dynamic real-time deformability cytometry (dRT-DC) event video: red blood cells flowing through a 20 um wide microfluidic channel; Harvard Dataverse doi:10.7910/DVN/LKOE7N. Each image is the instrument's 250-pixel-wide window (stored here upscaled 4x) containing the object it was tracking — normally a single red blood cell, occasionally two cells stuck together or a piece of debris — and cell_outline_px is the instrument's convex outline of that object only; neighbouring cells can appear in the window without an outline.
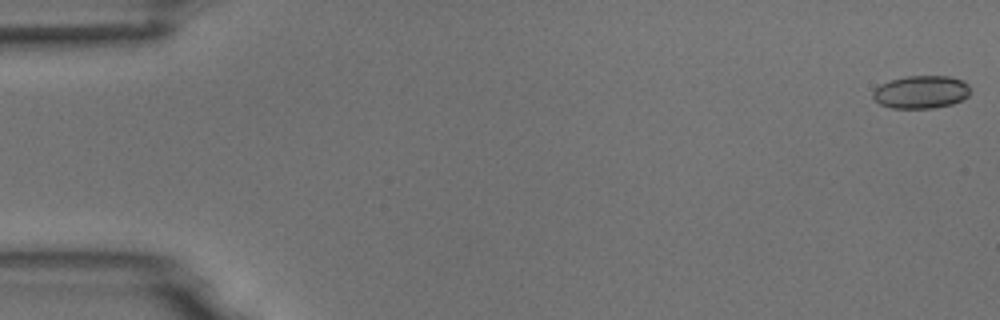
{"species": "common noctule bat (a hibernating species)", "species_latin": "Nyctalus noctula", "temperature_condition": "room temperature", "stored_images_in_passage": 55, "camera_frame_rate_fps": 3000, "um_per_image_px": 0.085, "animal": {"sex": "male", "body_mass_g": 18.8}, "frame": {"image": 1, "passage_image": 1, "time_ms": 0.0, "image_size_px": [1000, 320], "cell_outline_px": [[968, 96], [952, 104], [932, 108], [892, 108], [880, 104], [872, 96], [872, 92], [880, 84], [892, 80], [908, 76], [948, 76], [964, 80], [968, 84]], "centroid_in_image_um": [78.29, 7.82], "position_along_channel_um": 6.7, "area_um2": 18.5}}
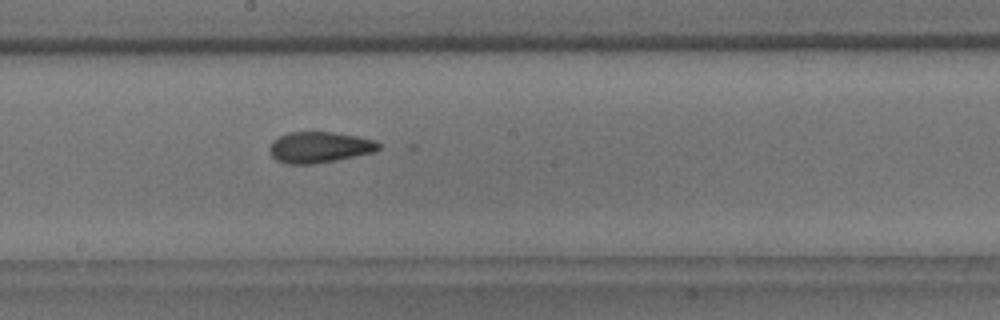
{"frame": {"image": 2, "passage_image": 30, "time_ms": 9.667, "image_size_px": [1000, 320], "cell_outline_px": [[380, 148], [376, 152], [336, 160], [312, 164], [284, 164], [276, 160], [272, 156], [268, 148], [272, 140], [288, 132], [332, 132], [356, 136], [376, 140], [380, 144]], "centroid_in_image_um": [27.14, 12.52], "position_along_channel_um": 221.1, "area_um2": 19.88}}
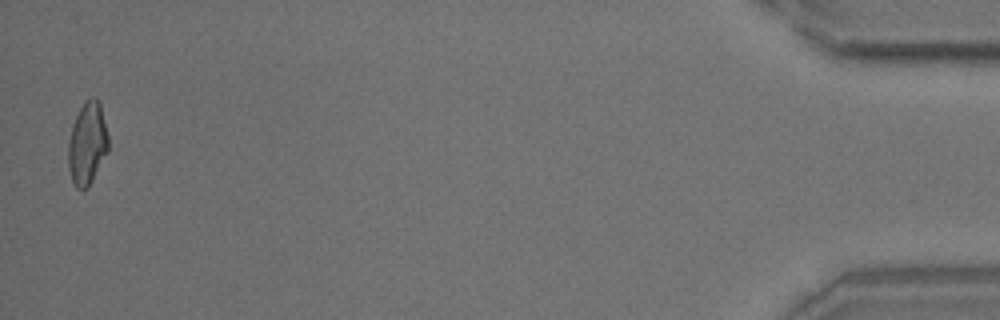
{"frame": {"image": 3, "passage_image": 54, "time_ms": 17.667, "image_size_px": [1000, 320], "cell_outline_px": [[108, 152], [88, 188], [76, 188], [72, 180], [68, 168], [68, 140], [72, 124], [84, 100], [92, 96], [96, 96], [100, 104], [108, 136]], "centroid_in_image_um": [7.41, 12.18], "position_along_channel_um": 427.8, "area_um2": 19.42}, "authors_computed_cell_mechanics": {"area_um2": 19.074, "velocity_mm_per_s": 3.7184, "shape_relaxation_time_tau1_ms": null, "shape_relaxation_time_tau2_ms": 2.0054, "deformation_change_tau1": null, "deformation_change_tau2": 0.0814}}